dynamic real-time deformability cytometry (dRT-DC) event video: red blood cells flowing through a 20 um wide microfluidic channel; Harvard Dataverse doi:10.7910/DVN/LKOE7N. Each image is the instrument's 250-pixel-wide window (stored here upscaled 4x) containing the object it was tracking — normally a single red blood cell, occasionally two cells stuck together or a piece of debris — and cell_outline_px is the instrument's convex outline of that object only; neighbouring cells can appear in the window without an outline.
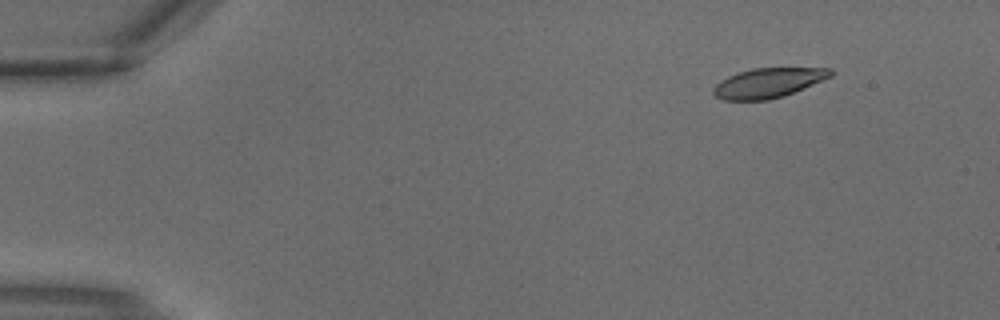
{"species": "common noctule bat (a hibernating species)", "species_latin": "Nyctalus noctula", "temperature_condition": "warm", "stored_images_in_passage": 3, "camera_frame_rate_fps": 3000, "um_per_image_px": 0.085, "animal": {"sex": "male", "body_mass_g": 18.8}, "frame": {"image": 1, "passage_image": 1, "time_ms": 0.0, "image_size_px": [1000, 320], "cell_outline_px": [[832, 76], [784, 96], [768, 100], [724, 100], [716, 96], [712, 92], [712, 88], [720, 80], [728, 76], [752, 68], [832, 68]], "centroid_in_image_um": [65.27, 7.05], "position_along_channel_um": 19.7, "area_um2": 20.17}}
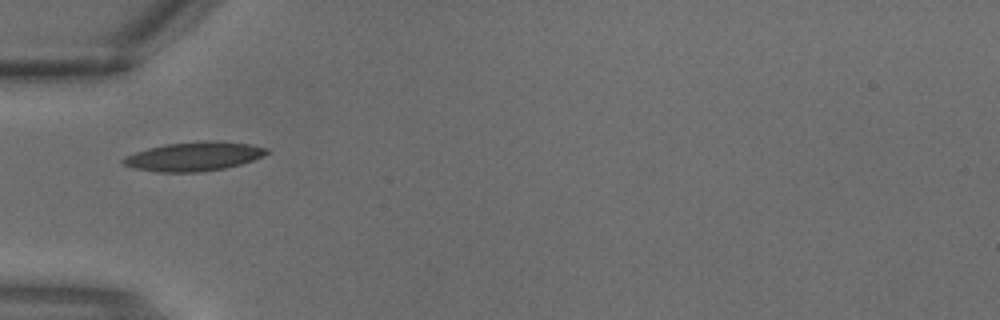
{"frame": {"image": 2, "passage_image": 3, "time_ms": 0.667, "image_size_px": [1000, 320], "cell_outline_px": [[268, 152], [264, 156], [240, 164], [224, 168], [200, 172], [156, 172], [132, 168], [124, 164], [120, 160], [124, 156], [148, 148], [164, 144], [216, 140], [248, 144], [268, 148]], "centroid_in_image_um": [16.45, 13.3], "position_along_channel_um": 68.6, "area_um2": 24.22}}